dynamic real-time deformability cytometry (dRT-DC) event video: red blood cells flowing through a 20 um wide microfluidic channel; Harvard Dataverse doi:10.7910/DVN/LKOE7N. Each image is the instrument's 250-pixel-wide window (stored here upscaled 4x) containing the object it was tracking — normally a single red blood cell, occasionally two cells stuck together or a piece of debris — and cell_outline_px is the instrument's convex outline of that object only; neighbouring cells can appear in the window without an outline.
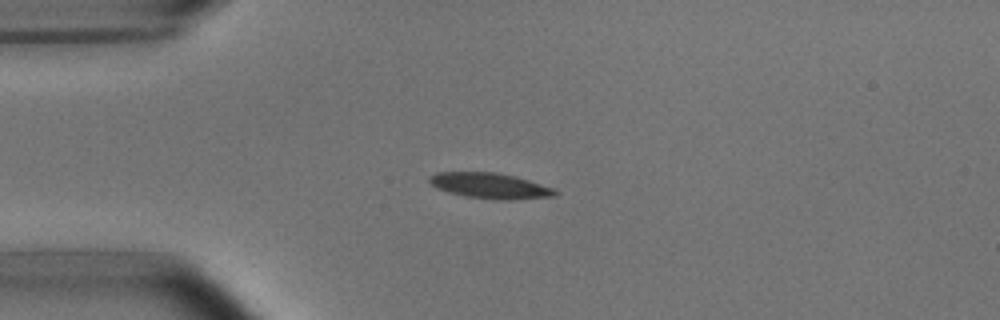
{"species": "common noctule bat (a hibernating species)", "species_latin": "Nyctalus noctula", "temperature_condition": "room temperature", "stored_images_in_passage": 4, "camera_frame_rate_fps": 3000, "um_per_image_px": 0.085, "animal": {"sex": "male", "body_mass_g": 15.6}, "frame": {"image": 1, "passage_image": 3, "time_ms": 2.333, "image_size_px": [1000, 320], "cell_outline_px": [[560, 192], [556, 196], [512, 200], [500, 200], [464, 196], [448, 192], [436, 188], [428, 180], [428, 176], [436, 172], [496, 172], [516, 176], [552, 188]], "centroid_in_image_um": [41.64, 15.79], "position_along_channel_um": 43.4, "area_um2": 18.84}}